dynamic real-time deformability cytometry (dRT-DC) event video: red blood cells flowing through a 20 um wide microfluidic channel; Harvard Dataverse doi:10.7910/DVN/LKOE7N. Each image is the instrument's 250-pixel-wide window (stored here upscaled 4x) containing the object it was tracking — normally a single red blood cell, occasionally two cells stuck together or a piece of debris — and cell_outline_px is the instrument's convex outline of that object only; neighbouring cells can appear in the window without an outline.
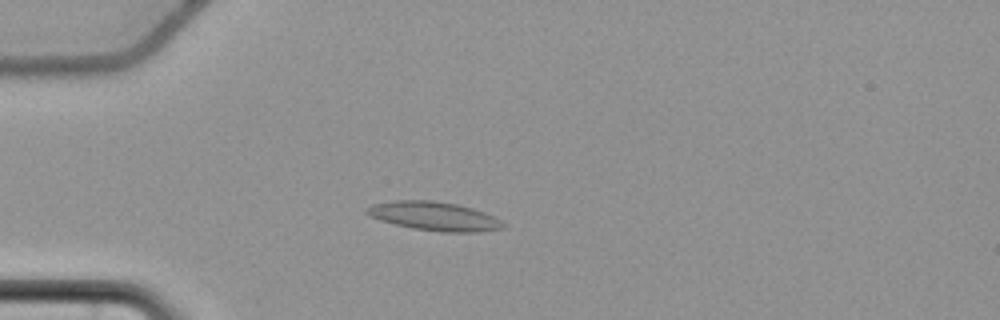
{"species": "common noctule bat (a hibernating species)", "species_latin": "Nyctalus noctula", "temperature_condition": "cold", "stored_images_in_passage": 50, "camera_frame_rate_fps": 3000, "um_per_image_px": 0.085, "animal": {"sex": "female", "body_mass_g": 22.7, "forearm_length_mm": 54.2}, "frame": {"image": 1, "passage_image": 9, "time_ms": 2.667, "image_size_px": [1000, 320], "cell_outline_px": [[504, 228], [476, 232], [440, 232], [412, 228], [380, 220], [364, 212], [364, 208], [372, 204], [392, 200], [432, 200], [456, 204], [472, 208], [484, 212], [500, 220], [504, 224]], "centroid_in_image_um": [36.87, 18.37], "position_along_channel_um": 48.1, "area_um2": 22.83}}
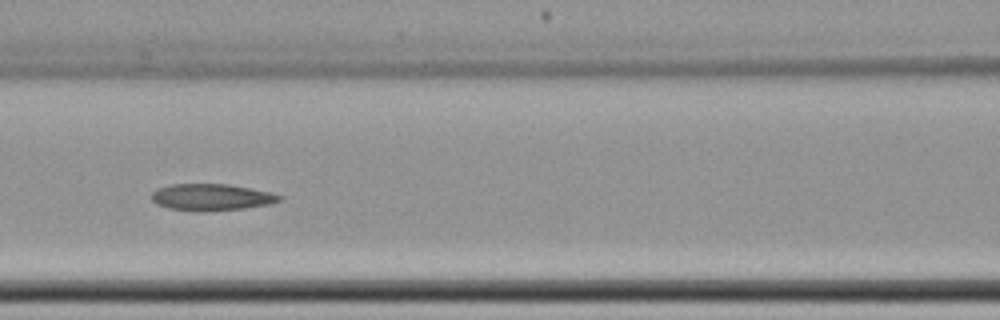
{"frame": {"image": 2, "passage_image": 19, "time_ms": 6.0, "image_size_px": [1000, 320], "cell_outline_px": [[284, 196], [280, 200], [268, 204], [244, 208], [168, 208], [156, 204], [152, 200], [152, 192], [156, 188], [172, 184], [228, 184], [252, 188], [272, 192]], "centroid_in_image_um": [18.0, 16.69], "position_along_channel_um": 148.6, "area_um2": 18.9}}
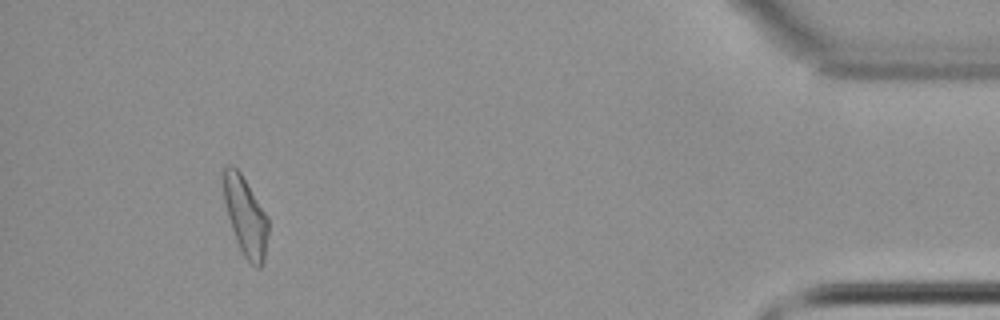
{"frame": {"image": 3, "passage_image": 46, "time_ms": 15.0, "image_size_px": [1000, 320], "cell_outline_px": [[268, 236], [264, 264], [260, 268], [256, 268], [244, 256], [236, 240], [228, 216], [224, 200], [224, 168], [228, 164], [232, 164], [240, 172], [268, 216]], "centroid_in_image_um": [20.9, 18.42], "position_along_channel_um": 414.3, "area_um2": 20.4}, "authors_computed_cell_mechanics": {"area_um2": 20.1722, "velocity_mm_per_s": 3.6599, "shape_relaxation_time_tau1_ms": null, "shape_relaxation_time_tau2_ms": 3.4463, "deformation_change_tau1": null, "deformation_change_tau2": 0.0994}}